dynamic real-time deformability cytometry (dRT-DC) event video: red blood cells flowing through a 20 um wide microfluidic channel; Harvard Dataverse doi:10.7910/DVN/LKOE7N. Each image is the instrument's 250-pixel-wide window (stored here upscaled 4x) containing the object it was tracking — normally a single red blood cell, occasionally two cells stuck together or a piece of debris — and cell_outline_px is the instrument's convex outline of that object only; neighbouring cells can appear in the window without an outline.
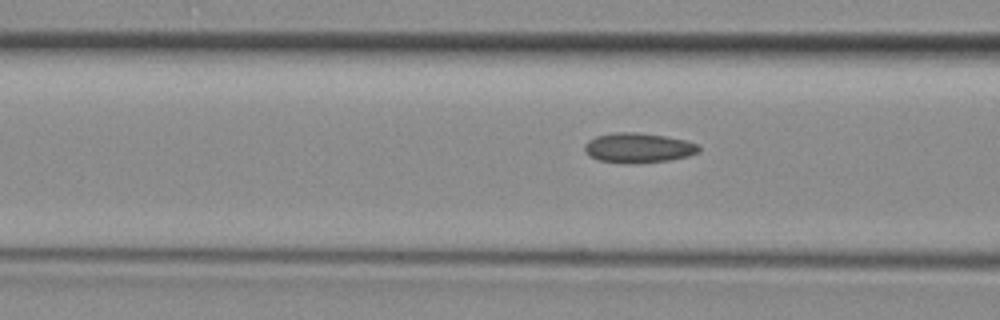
{"species": "common noctule bat (a hibernating species)", "species_latin": "Nyctalus noctula", "temperature_condition": "room temperature", "stored_images_in_passage": 3, "segment_of_instrument_passage": [2, 2], "camera_frame_rate_fps": 3000, "um_per_image_px": 0.085, "animal": {"sex": "female", "body_mass_g": 29.2, "forearm_length_mm": 56.3}, "frame": {"image": 1, "passage_image": 3, "time_ms": 0.667, "image_size_px": [1000, 320], "cell_outline_px": [[700, 152], [688, 156], [668, 160], [600, 160], [592, 156], [584, 148], [584, 144], [588, 140], [596, 136], [616, 132], [636, 132], [664, 136], [684, 140], [700, 144]], "centroid_in_image_um": [54.32, 12.5], "position_along_channel_um": 112.3, "area_um2": 18.73}}